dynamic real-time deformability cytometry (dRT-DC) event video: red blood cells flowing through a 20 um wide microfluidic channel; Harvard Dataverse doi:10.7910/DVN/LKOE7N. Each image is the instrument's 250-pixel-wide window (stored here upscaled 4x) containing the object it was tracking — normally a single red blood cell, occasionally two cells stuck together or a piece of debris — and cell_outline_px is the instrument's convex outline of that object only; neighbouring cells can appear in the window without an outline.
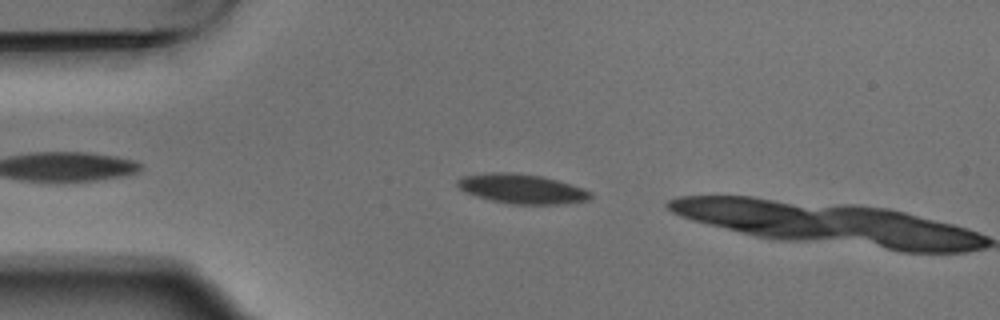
{"species": "Egyptian fruit bat (a non-hibernating species)", "species_latin": "Rousettus aegyptiacus", "temperature_condition": "warm", "stored_images_in_passage": 2, "camera_frame_rate_fps": 3000, "um_per_image_px": 0.085, "animal": {"sex": "male"}, "frame": {"image": 1, "passage_image": 1, "time_ms": 0.0, "image_size_px": [1000, 320], "cell_outline_px": [[592, 196], [588, 200], [560, 204], [512, 204], [492, 200], [476, 196], [460, 188], [456, 184], [456, 180], [464, 176], [484, 172], [512, 172], [540, 176], [556, 180], [592, 192]], "centroid_in_image_um": [44.32, 16.04], "position_along_channel_um": 40.7, "area_um2": 22.6}}